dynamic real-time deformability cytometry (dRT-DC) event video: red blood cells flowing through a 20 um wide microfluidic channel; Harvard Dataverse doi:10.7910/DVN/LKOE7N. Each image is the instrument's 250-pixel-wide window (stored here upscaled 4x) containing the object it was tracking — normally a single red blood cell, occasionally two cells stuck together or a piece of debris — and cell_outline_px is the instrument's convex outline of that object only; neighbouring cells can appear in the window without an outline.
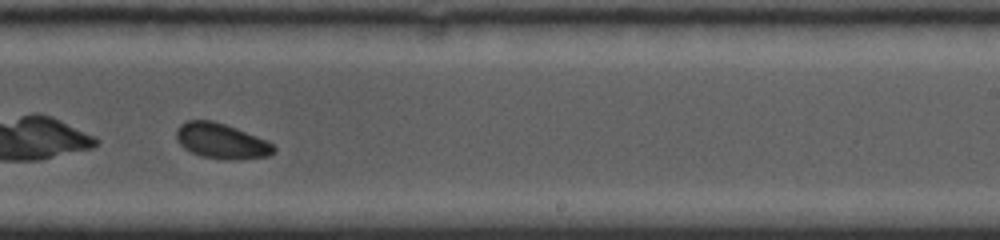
{"species": "common noctule bat (a hibernating species)", "species_latin": "Nyctalus noctula", "temperature_condition": "cold", "stored_images_in_passage": 51, "camera_frame_rate_fps": 5000, "um_per_image_px": 0.085, "animal": {"sex": "female", "body_mass_g": 19.0, "forearm_length_mm": 53.3}, "frame": {"image": 1, "passage_image": 29, "time_ms": 5.6, "image_size_px": [1000, 240], "cell_outline_px": [[276, 152], [268, 156], [236, 160], [224, 160], [200, 156], [184, 148], [176, 140], [176, 128], [180, 124], [188, 120], [212, 120], [236, 128], [268, 140], [276, 148]], "centroid_in_image_um": [18.82, 11.99], "position_along_channel_um": 270.2, "area_um2": 20.29}}